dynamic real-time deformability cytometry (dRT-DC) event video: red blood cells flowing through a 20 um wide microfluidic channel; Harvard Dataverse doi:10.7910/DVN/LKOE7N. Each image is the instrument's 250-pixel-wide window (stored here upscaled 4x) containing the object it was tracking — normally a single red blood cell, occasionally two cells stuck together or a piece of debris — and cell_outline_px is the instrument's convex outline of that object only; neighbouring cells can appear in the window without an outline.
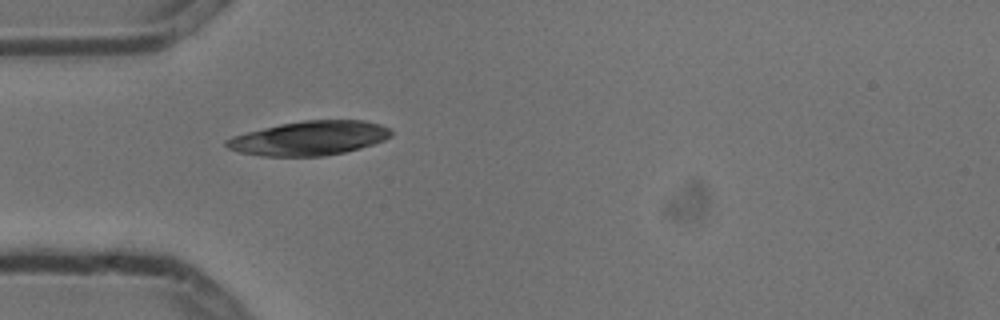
{"species": "common noctule bat (a hibernating species)", "species_latin": "Nyctalus noctula", "temperature_condition": "cold", "stored_images_in_passage": 1, "camera_frame_rate_fps": 3000, "um_per_image_px": 0.085, "animal": {"sex": "male", "body_mass_g": 13.3}, "frame": {"image": 1, "passage_image": 1, "time_ms": 0.0, "image_size_px": [1000, 320], "cell_outline_px": [[392, 136], [384, 140], [360, 148], [344, 152], [324, 156], [264, 156], [240, 152], [228, 148], [224, 144], [224, 140], [232, 136], [280, 124], [304, 120], [364, 120], [380, 124], [392, 128]], "centroid_in_image_um": [26.32, 11.74], "position_along_channel_um": 58.7, "area_um2": 32.83}}